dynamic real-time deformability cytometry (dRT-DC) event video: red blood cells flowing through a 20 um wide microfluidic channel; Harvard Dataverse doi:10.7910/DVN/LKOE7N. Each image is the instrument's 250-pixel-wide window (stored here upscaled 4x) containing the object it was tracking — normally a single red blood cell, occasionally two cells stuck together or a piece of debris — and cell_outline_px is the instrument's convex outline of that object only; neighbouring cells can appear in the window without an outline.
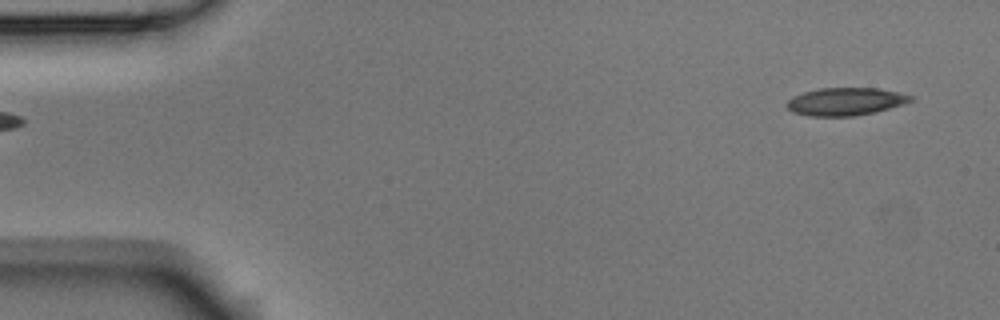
{"species": "Egyptian fruit bat (a non-hibernating species)", "species_latin": "Rousettus aegyptiacus", "temperature_condition": "room temperature", "stored_images_in_passage": 2, "camera_frame_rate_fps": 3000, "um_per_image_px": 0.085, "animal": {"sex": "male"}, "frame": {"image": 1, "passage_image": 2, "time_ms": 0.333, "image_size_px": [1000, 320], "cell_outline_px": [[916, 100], [904, 104], [876, 112], [856, 116], [808, 116], [792, 112], [784, 104], [788, 100], [804, 92], [820, 88], [876, 88], [916, 96]], "centroid_in_image_um": [71.91, 8.64], "position_along_channel_um": 13.1, "area_um2": 20.17}}